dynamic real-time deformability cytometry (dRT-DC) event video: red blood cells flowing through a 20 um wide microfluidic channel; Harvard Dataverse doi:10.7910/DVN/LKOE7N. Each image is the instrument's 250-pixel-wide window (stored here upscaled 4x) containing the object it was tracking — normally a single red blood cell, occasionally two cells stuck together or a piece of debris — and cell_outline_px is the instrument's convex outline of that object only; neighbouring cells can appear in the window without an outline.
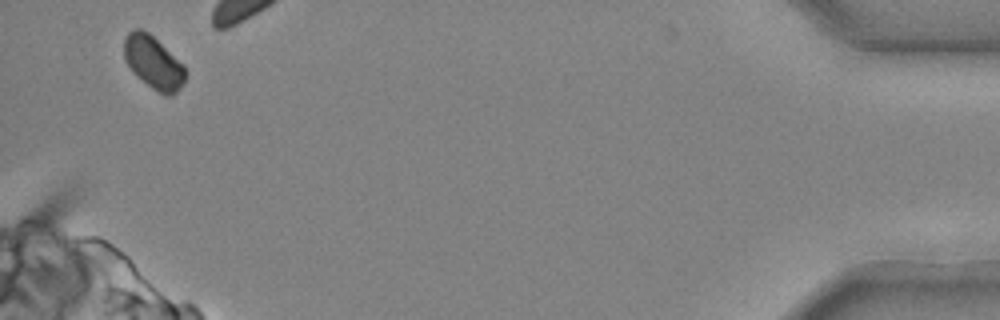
{"species": "common noctule bat (a hibernating species)", "species_latin": "Nyctalus noctula", "temperature_condition": "cold", "stored_images_in_passage": 30, "camera_frame_rate_fps": 3000, "um_per_image_px": 0.085, "animal": {"sex": "male", "body_mass_g": 20.4}, "frame": {"image": 1, "passage_image": 30, "time_ms": 9.667, "image_size_px": [1000, 320], "cell_outline_px": [[188, 72], [184, 80], [176, 92], [172, 96], [168, 96], [156, 92], [136, 76], [132, 72], [124, 60], [124, 36], [132, 28], [140, 28], [148, 32], [184, 64]], "centroid_in_image_um": [13.03, 5.31], "position_along_channel_um": 422.2, "area_um2": 19.25}}